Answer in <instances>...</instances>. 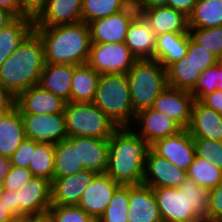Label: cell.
I'll return each mask as SVG.
<instances>
[{
	"label": "cell",
	"instance_id": "obj_1",
	"mask_svg": "<svg viewBox=\"0 0 222 222\" xmlns=\"http://www.w3.org/2000/svg\"><path fill=\"white\" fill-rule=\"evenodd\" d=\"M108 142L106 173L120 185L142 184L145 162L151 145L131 127H118Z\"/></svg>",
	"mask_w": 222,
	"mask_h": 222
},
{
	"label": "cell",
	"instance_id": "obj_2",
	"mask_svg": "<svg viewBox=\"0 0 222 222\" xmlns=\"http://www.w3.org/2000/svg\"><path fill=\"white\" fill-rule=\"evenodd\" d=\"M44 65L43 42L33 29L0 66V85L17 97L39 84Z\"/></svg>",
	"mask_w": 222,
	"mask_h": 222
},
{
	"label": "cell",
	"instance_id": "obj_3",
	"mask_svg": "<svg viewBox=\"0 0 222 222\" xmlns=\"http://www.w3.org/2000/svg\"><path fill=\"white\" fill-rule=\"evenodd\" d=\"M44 46L45 63L67 65L86 64L91 48L88 24L34 27Z\"/></svg>",
	"mask_w": 222,
	"mask_h": 222
},
{
	"label": "cell",
	"instance_id": "obj_4",
	"mask_svg": "<svg viewBox=\"0 0 222 222\" xmlns=\"http://www.w3.org/2000/svg\"><path fill=\"white\" fill-rule=\"evenodd\" d=\"M163 222L208 219L209 190L187 178L177 187L152 188Z\"/></svg>",
	"mask_w": 222,
	"mask_h": 222
},
{
	"label": "cell",
	"instance_id": "obj_5",
	"mask_svg": "<svg viewBox=\"0 0 222 222\" xmlns=\"http://www.w3.org/2000/svg\"><path fill=\"white\" fill-rule=\"evenodd\" d=\"M118 127H131L136 113L132 108L127 74H101L93 102Z\"/></svg>",
	"mask_w": 222,
	"mask_h": 222
},
{
	"label": "cell",
	"instance_id": "obj_6",
	"mask_svg": "<svg viewBox=\"0 0 222 222\" xmlns=\"http://www.w3.org/2000/svg\"><path fill=\"white\" fill-rule=\"evenodd\" d=\"M132 108H151L154 100L168 86L166 69L154 59L137 60L127 72Z\"/></svg>",
	"mask_w": 222,
	"mask_h": 222
},
{
	"label": "cell",
	"instance_id": "obj_7",
	"mask_svg": "<svg viewBox=\"0 0 222 222\" xmlns=\"http://www.w3.org/2000/svg\"><path fill=\"white\" fill-rule=\"evenodd\" d=\"M63 113L68 137L109 139L118 128L93 102H67Z\"/></svg>",
	"mask_w": 222,
	"mask_h": 222
},
{
	"label": "cell",
	"instance_id": "obj_8",
	"mask_svg": "<svg viewBox=\"0 0 222 222\" xmlns=\"http://www.w3.org/2000/svg\"><path fill=\"white\" fill-rule=\"evenodd\" d=\"M136 61L125 43H92L87 64L99 74H127Z\"/></svg>",
	"mask_w": 222,
	"mask_h": 222
},
{
	"label": "cell",
	"instance_id": "obj_9",
	"mask_svg": "<svg viewBox=\"0 0 222 222\" xmlns=\"http://www.w3.org/2000/svg\"><path fill=\"white\" fill-rule=\"evenodd\" d=\"M25 135L36 142L57 144L68 138L64 113H20Z\"/></svg>",
	"mask_w": 222,
	"mask_h": 222
},
{
	"label": "cell",
	"instance_id": "obj_10",
	"mask_svg": "<svg viewBox=\"0 0 222 222\" xmlns=\"http://www.w3.org/2000/svg\"><path fill=\"white\" fill-rule=\"evenodd\" d=\"M151 149L186 172L196 156L193 138L187 129L155 141Z\"/></svg>",
	"mask_w": 222,
	"mask_h": 222
},
{
	"label": "cell",
	"instance_id": "obj_11",
	"mask_svg": "<svg viewBox=\"0 0 222 222\" xmlns=\"http://www.w3.org/2000/svg\"><path fill=\"white\" fill-rule=\"evenodd\" d=\"M131 128L150 145L183 129L175 120L152 108L139 111Z\"/></svg>",
	"mask_w": 222,
	"mask_h": 222
},
{
	"label": "cell",
	"instance_id": "obj_12",
	"mask_svg": "<svg viewBox=\"0 0 222 222\" xmlns=\"http://www.w3.org/2000/svg\"><path fill=\"white\" fill-rule=\"evenodd\" d=\"M18 216L45 213L51 206V182L36 176L16 190Z\"/></svg>",
	"mask_w": 222,
	"mask_h": 222
},
{
	"label": "cell",
	"instance_id": "obj_13",
	"mask_svg": "<svg viewBox=\"0 0 222 222\" xmlns=\"http://www.w3.org/2000/svg\"><path fill=\"white\" fill-rule=\"evenodd\" d=\"M195 98L187 90L167 86L154 100L152 109L162 112L187 129Z\"/></svg>",
	"mask_w": 222,
	"mask_h": 222
},
{
	"label": "cell",
	"instance_id": "obj_14",
	"mask_svg": "<svg viewBox=\"0 0 222 222\" xmlns=\"http://www.w3.org/2000/svg\"><path fill=\"white\" fill-rule=\"evenodd\" d=\"M119 186L107 173L97 174L88 184L77 206L97 221Z\"/></svg>",
	"mask_w": 222,
	"mask_h": 222
},
{
	"label": "cell",
	"instance_id": "obj_15",
	"mask_svg": "<svg viewBox=\"0 0 222 222\" xmlns=\"http://www.w3.org/2000/svg\"><path fill=\"white\" fill-rule=\"evenodd\" d=\"M187 177L186 171L150 149L144 169L143 184L151 188H177Z\"/></svg>",
	"mask_w": 222,
	"mask_h": 222
},
{
	"label": "cell",
	"instance_id": "obj_16",
	"mask_svg": "<svg viewBox=\"0 0 222 222\" xmlns=\"http://www.w3.org/2000/svg\"><path fill=\"white\" fill-rule=\"evenodd\" d=\"M83 0H46L33 20L34 27H52L82 22Z\"/></svg>",
	"mask_w": 222,
	"mask_h": 222
},
{
	"label": "cell",
	"instance_id": "obj_17",
	"mask_svg": "<svg viewBox=\"0 0 222 222\" xmlns=\"http://www.w3.org/2000/svg\"><path fill=\"white\" fill-rule=\"evenodd\" d=\"M97 175L82 170L69 176L51 181V205H77L88 184Z\"/></svg>",
	"mask_w": 222,
	"mask_h": 222
},
{
	"label": "cell",
	"instance_id": "obj_18",
	"mask_svg": "<svg viewBox=\"0 0 222 222\" xmlns=\"http://www.w3.org/2000/svg\"><path fill=\"white\" fill-rule=\"evenodd\" d=\"M66 102L39 84L21 92L15 106L20 113L55 114L63 113Z\"/></svg>",
	"mask_w": 222,
	"mask_h": 222
},
{
	"label": "cell",
	"instance_id": "obj_19",
	"mask_svg": "<svg viewBox=\"0 0 222 222\" xmlns=\"http://www.w3.org/2000/svg\"><path fill=\"white\" fill-rule=\"evenodd\" d=\"M128 222H163L153 189L145 184L129 185Z\"/></svg>",
	"mask_w": 222,
	"mask_h": 222
},
{
	"label": "cell",
	"instance_id": "obj_20",
	"mask_svg": "<svg viewBox=\"0 0 222 222\" xmlns=\"http://www.w3.org/2000/svg\"><path fill=\"white\" fill-rule=\"evenodd\" d=\"M187 130L192 138L222 141V115L195 100Z\"/></svg>",
	"mask_w": 222,
	"mask_h": 222
},
{
	"label": "cell",
	"instance_id": "obj_21",
	"mask_svg": "<svg viewBox=\"0 0 222 222\" xmlns=\"http://www.w3.org/2000/svg\"><path fill=\"white\" fill-rule=\"evenodd\" d=\"M79 162L85 170L103 174L107 172L109 142L108 139L78 136Z\"/></svg>",
	"mask_w": 222,
	"mask_h": 222
},
{
	"label": "cell",
	"instance_id": "obj_22",
	"mask_svg": "<svg viewBox=\"0 0 222 222\" xmlns=\"http://www.w3.org/2000/svg\"><path fill=\"white\" fill-rule=\"evenodd\" d=\"M156 32L147 19L128 26L125 44L137 60L154 59Z\"/></svg>",
	"mask_w": 222,
	"mask_h": 222
},
{
	"label": "cell",
	"instance_id": "obj_23",
	"mask_svg": "<svg viewBox=\"0 0 222 222\" xmlns=\"http://www.w3.org/2000/svg\"><path fill=\"white\" fill-rule=\"evenodd\" d=\"M74 65L45 63L40 75L39 85L66 103L70 102L71 81Z\"/></svg>",
	"mask_w": 222,
	"mask_h": 222
},
{
	"label": "cell",
	"instance_id": "obj_24",
	"mask_svg": "<svg viewBox=\"0 0 222 222\" xmlns=\"http://www.w3.org/2000/svg\"><path fill=\"white\" fill-rule=\"evenodd\" d=\"M131 22L118 12L88 23L92 43H124Z\"/></svg>",
	"mask_w": 222,
	"mask_h": 222
},
{
	"label": "cell",
	"instance_id": "obj_25",
	"mask_svg": "<svg viewBox=\"0 0 222 222\" xmlns=\"http://www.w3.org/2000/svg\"><path fill=\"white\" fill-rule=\"evenodd\" d=\"M189 33H164L157 35L154 60L165 69L187 54Z\"/></svg>",
	"mask_w": 222,
	"mask_h": 222
},
{
	"label": "cell",
	"instance_id": "obj_26",
	"mask_svg": "<svg viewBox=\"0 0 222 222\" xmlns=\"http://www.w3.org/2000/svg\"><path fill=\"white\" fill-rule=\"evenodd\" d=\"M25 137L23 119L15 106L0 120V156L10 158Z\"/></svg>",
	"mask_w": 222,
	"mask_h": 222
},
{
	"label": "cell",
	"instance_id": "obj_27",
	"mask_svg": "<svg viewBox=\"0 0 222 222\" xmlns=\"http://www.w3.org/2000/svg\"><path fill=\"white\" fill-rule=\"evenodd\" d=\"M146 19L156 35L172 33H188V17L169 6L153 7L147 10Z\"/></svg>",
	"mask_w": 222,
	"mask_h": 222
},
{
	"label": "cell",
	"instance_id": "obj_28",
	"mask_svg": "<svg viewBox=\"0 0 222 222\" xmlns=\"http://www.w3.org/2000/svg\"><path fill=\"white\" fill-rule=\"evenodd\" d=\"M100 75L87 63L74 66L70 102H94Z\"/></svg>",
	"mask_w": 222,
	"mask_h": 222
},
{
	"label": "cell",
	"instance_id": "obj_29",
	"mask_svg": "<svg viewBox=\"0 0 222 222\" xmlns=\"http://www.w3.org/2000/svg\"><path fill=\"white\" fill-rule=\"evenodd\" d=\"M84 170L79 162L78 136L68 137L55 144L54 176L62 178Z\"/></svg>",
	"mask_w": 222,
	"mask_h": 222
},
{
	"label": "cell",
	"instance_id": "obj_30",
	"mask_svg": "<svg viewBox=\"0 0 222 222\" xmlns=\"http://www.w3.org/2000/svg\"><path fill=\"white\" fill-rule=\"evenodd\" d=\"M33 29V19L17 17L11 24L0 31V66Z\"/></svg>",
	"mask_w": 222,
	"mask_h": 222
},
{
	"label": "cell",
	"instance_id": "obj_31",
	"mask_svg": "<svg viewBox=\"0 0 222 222\" xmlns=\"http://www.w3.org/2000/svg\"><path fill=\"white\" fill-rule=\"evenodd\" d=\"M167 85L171 88L190 91L201 75L198 66L186 54L167 69Z\"/></svg>",
	"mask_w": 222,
	"mask_h": 222
},
{
	"label": "cell",
	"instance_id": "obj_32",
	"mask_svg": "<svg viewBox=\"0 0 222 222\" xmlns=\"http://www.w3.org/2000/svg\"><path fill=\"white\" fill-rule=\"evenodd\" d=\"M189 28H214L222 26V0H197L188 17Z\"/></svg>",
	"mask_w": 222,
	"mask_h": 222
},
{
	"label": "cell",
	"instance_id": "obj_33",
	"mask_svg": "<svg viewBox=\"0 0 222 222\" xmlns=\"http://www.w3.org/2000/svg\"><path fill=\"white\" fill-rule=\"evenodd\" d=\"M187 173V178L195 181L200 187L211 190L222 181V170L212 161L198 156L194 157Z\"/></svg>",
	"mask_w": 222,
	"mask_h": 222
},
{
	"label": "cell",
	"instance_id": "obj_34",
	"mask_svg": "<svg viewBox=\"0 0 222 222\" xmlns=\"http://www.w3.org/2000/svg\"><path fill=\"white\" fill-rule=\"evenodd\" d=\"M55 161V144L36 142L33 150V157L29 164V169L33 176L53 180Z\"/></svg>",
	"mask_w": 222,
	"mask_h": 222
},
{
	"label": "cell",
	"instance_id": "obj_35",
	"mask_svg": "<svg viewBox=\"0 0 222 222\" xmlns=\"http://www.w3.org/2000/svg\"><path fill=\"white\" fill-rule=\"evenodd\" d=\"M129 185H120L96 222H128Z\"/></svg>",
	"mask_w": 222,
	"mask_h": 222
},
{
	"label": "cell",
	"instance_id": "obj_36",
	"mask_svg": "<svg viewBox=\"0 0 222 222\" xmlns=\"http://www.w3.org/2000/svg\"><path fill=\"white\" fill-rule=\"evenodd\" d=\"M215 90L222 91V67L218 63L204 70L189 92L195 100L200 101Z\"/></svg>",
	"mask_w": 222,
	"mask_h": 222
},
{
	"label": "cell",
	"instance_id": "obj_37",
	"mask_svg": "<svg viewBox=\"0 0 222 222\" xmlns=\"http://www.w3.org/2000/svg\"><path fill=\"white\" fill-rule=\"evenodd\" d=\"M190 38L217 58L222 53V26L214 28H189Z\"/></svg>",
	"mask_w": 222,
	"mask_h": 222
},
{
	"label": "cell",
	"instance_id": "obj_38",
	"mask_svg": "<svg viewBox=\"0 0 222 222\" xmlns=\"http://www.w3.org/2000/svg\"><path fill=\"white\" fill-rule=\"evenodd\" d=\"M121 0H83L82 22L88 24L119 12Z\"/></svg>",
	"mask_w": 222,
	"mask_h": 222
},
{
	"label": "cell",
	"instance_id": "obj_39",
	"mask_svg": "<svg viewBox=\"0 0 222 222\" xmlns=\"http://www.w3.org/2000/svg\"><path fill=\"white\" fill-rule=\"evenodd\" d=\"M195 155L200 158L208 159L222 170V141L193 138Z\"/></svg>",
	"mask_w": 222,
	"mask_h": 222
},
{
	"label": "cell",
	"instance_id": "obj_40",
	"mask_svg": "<svg viewBox=\"0 0 222 222\" xmlns=\"http://www.w3.org/2000/svg\"><path fill=\"white\" fill-rule=\"evenodd\" d=\"M48 211L55 222H96L77 205H51Z\"/></svg>",
	"mask_w": 222,
	"mask_h": 222
},
{
	"label": "cell",
	"instance_id": "obj_41",
	"mask_svg": "<svg viewBox=\"0 0 222 222\" xmlns=\"http://www.w3.org/2000/svg\"><path fill=\"white\" fill-rule=\"evenodd\" d=\"M187 55L198 66L201 72L215 65L218 61L216 56L208 52L205 48L200 47L191 38L188 41Z\"/></svg>",
	"mask_w": 222,
	"mask_h": 222
},
{
	"label": "cell",
	"instance_id": "obj_42",
	"mask_svg": "<svg viewBox=\"0 0 222 222\" xmlns=\"http://www.w3.org/2000/svg\"><path fill=\"white\" fill-rule=\"evenodd\" d=\"M33 176L29 168L10 166L2 180V189L16 191Z\"/></svg>",
	"mask_w": 222,
	"mask_h": 222
},
{
	"label": "cell",
	"instance_id": "obj_43",
	"mask_svg": "<svg viewBox=\"0 0 222 222\" xmlns=\"http://www.w3.org/2000/svg\"><path fill=\"white\" fill-rule=\"evenodd\" d=\"M119 13L131 23L141 22L146 19L147 9L143 0H121Z\"/></svg>",
	"mask_w": 222,
	"mask_h": 222
},
{
	"label": "cell",
	"instance_id": "obj_44",
	"mask_svg": "<svg viewBox=\"0 0 222 222\" xmlns=\"http://www.w3.org/2000/svg\"><path fill=\"white\" fill-rule=\"evenodd\" d=\"M36 141L25 137L19 147L10 157L11 166L28 168L33 157Z\"/></svg>",
	"mask_w": 222,
	"mask_h": 222
},
{
	"label": "cell",
	"instance_id": "obj_45",
	"mask_svg": "<svg viewBox=\"0 0 222 222\" xmlns=\"http://www.w3.org/2000/svg\"><path fill=\"white\" fill-rule=\"evenodd\" d=\"M209 192L208 220L210 222H222V181Z\"/></svg>",
	"mask_w": 222,
	"mask_h": 222
},
{
	"label": "cell",
	"instance_id": "obj_46",
	"mask_svg": "<svg viewBox=\"0 0 222 222\" xmlns=\"http://www.w3.org/2000/svg\"><path fill=\"white\" fill-rule=\"evenodd\" d=\"M46 0H19V17L35 19L42 11Z\"/></svg>",
	"mask_w": 222,
	"mask_h": 222
},
{
	"label": "cell",
	"instance_id": "obj_47",
	"mask_svg": "<svg viewBox=\"0 0 222 222\" xmlns=\"http://www.w3.org/2000/svg\"><path fill=\"white\" fill-rule=\"evenodd\" d=\"M200 102L222 115V91L215 90L214 92L205 95Z\"/></svg>",
	"mask_w": 222,
	"mask_h": 222
},
{
	"label": "cell",
	"instance_id": "obj_48",
	"mask_svg": "<svg viewBox=\"0 0 222 222\" xmlns=\"http://www.w3.org/2000/svg\"><path fill=\"white\" fill-rule=\"evenodd\" d=\"M197 0H168V5L170 8L183 13L186 17H189L196 5Z\"/></svg>",
	"mask_w": 222,
	"mask_h": 222
},
{
	"label": "cell",
	"instance_id": "obj_49",
	"mask_svg": "<svg viewBox=\"0 0 222 222\" xmlns=\"http://www.w3.org/2000/svg\"><path fill=\"white\" fill-rule=\"evenodd\" d=\"M0 200L4 203V205L14 216H18V204H16V191H8L6 189H2L0 194Z\"/></svg>",
	"mask_w": 222,
	"mask_h": 222
},
{
	"label": "cell",
	"instance_id": "obj_50",
	"mask_svg": "<svg viewBox=\"0 0 222 222\" xmlns=\"http://www.w3.org/2000/svg\"><path fill=\"white\" fill-rule=\"evenodd\" d=\"M16 97L0 85V107H15Z\"/></svg>",
	"mask_w": 222,
	"mask_h": 222
},
{
	"label": "cell",
	"instance_id": "obj_51",
	"mask_svg": "<svg viewBox=\"0 0 222 222\" xmlns=\"http://www.w3.org/2000/svg\"><path fill=\"white\" fill-rule=\"evenodd\" d=\"M16 18L10 11L0 8V31L11 24Z\"/></svg>",
	"mask_w": 222,
	"mask_h": 222
},
{
	"label": "cell",
	"instance_id": "obj_52",
	"mask_svg": "<svg viewBox=\"0 0 222 222\" xmlns=\"http://www.w3.org/2000/svg\"><path fill=\"white\" fill-rule=\"evenodd\" d=\"M0 8L6 9L19 17V0H0Z\"/></svg>",
	"mask_w": 222,
	"mask_h": 222
},
{
	"label": "cell",
	"instance_id": "obj_53",
	"mask_svg": "<svg viewBox=\"0 0 222 222\" xmlns=\"http://www.w3.org/2000/svg\"><path fill=\"white\" fill-rule=\"evenodd\" d=\"M28 222H55L49 211L41 214L28 215Z\"/></svg>",
	"mask_w": 222,
	"mask_h": 222
},
{
	"label": "cell",
	"instance_id": "obj_54",
	"mask_svg": "<svg viewBox=\"0 0 222 222\" xmlns=\"http://www.w3.org/2000/svg\"><path fill=\"white\" fill-rule=\"evenodd\" d=\"M11 166L10 158L5 156H0V182H2L3 178L9 171Z\"/></svg>",
	"mask_w": 222,
	"mask_h": 222
},
{
	"label": "cell",
	"instance_id": "obj_55",
	"mask_svg": "<svg viewBox=\"0 0 222 222\" xmlns=\"http://www.w3.org/2000/svg\"><path fill=\"white\" fill-rule=\"evenodd\" d=\"M146 6V9L153 7L167 6L168 0H143Z\"/></svg>",
	"mask_w": 222,
	"mask_h": 222
},
{
	"label": "cell",
	"instance_id": "obj_56",
	"mask_svg": "<svg viewBox=\"0 0 222 222\" xmlns=\"http://www.w3.org/2000/svg\"><path fill=\"white\" fill-rule=\"evenodd\" d=\"M14 216L8 208L4 205L3 202L0 200V222H4Z\"/></svg>",
	"mask_w": 222,
	"mask_h": 222
},
{
	"label": "cell",
	"instance_id": "obj_57",
	"mask_svg": "<svg viewBox=\"0 0 222 222\" xmlns=\"http://www.w3.org/2000/svg\"><path fill=\"white\" fill-rule=\"evenodd\" d=\"M4 222H28V215L12 216Z\"/></svg>",
	"mask_w": 222,
	"mask_h": 222
},
{
	"label": "cell",
	"instance_id": "obj_58",
	"mask_svg": "<svg viewBox=\"0 0 222 222\" xmlns=\"http://www.w3.org/2000/svg\"><path fill=\"white\" fill-rule=\"evenodd\" d=\"M14 107H0V120L4 118Z\"/></svg>",
	"mask_w": 222,
	"mask_h": 222
},
{
	"label": "cell",
	"instance_id": "obj_59",
	"mask_svg": "<svg viewBox=\"0 0 222 222\" xmlns=\"http://www.w3.org/2000/svg\"><path fill=\"white\" fill-rule=\"evenodd\" d=\"M185 222H210L207 218H196V219H193V220H190V221H185Z\"/></svg>",
	"mask_w": 222,
	"mask_h": 222
},
{
	"label": "cell",
	"instance_id": "obj_60",
	"mask_svg": "<svg viewBox=\"0 0 222 222\" xmlns=\"http://www.w3.org/2000/svg\"><path fill=\"white\" fill-rule=\"evenodd\" d=\"M217 63L222 67V53H221L220 56L218 57Z\"/></svg>",
	"mask_w": 222,
	"mask_h": 222
},
{
	"label": "cell",
	"instance_id": "obj_61",
	"mask_svg": "<svg viewBox=\"0 0 222 222\" xmlns=\"http://www.w3.org/2000/svg\"><path fill=\"white\" fill-rule=\"evenodd\" d=\"M1 191H2V182H0V194H1Z\"/></svg>",
	"mask_w": 222,
	"mask_h": 222
}]
</instances>
